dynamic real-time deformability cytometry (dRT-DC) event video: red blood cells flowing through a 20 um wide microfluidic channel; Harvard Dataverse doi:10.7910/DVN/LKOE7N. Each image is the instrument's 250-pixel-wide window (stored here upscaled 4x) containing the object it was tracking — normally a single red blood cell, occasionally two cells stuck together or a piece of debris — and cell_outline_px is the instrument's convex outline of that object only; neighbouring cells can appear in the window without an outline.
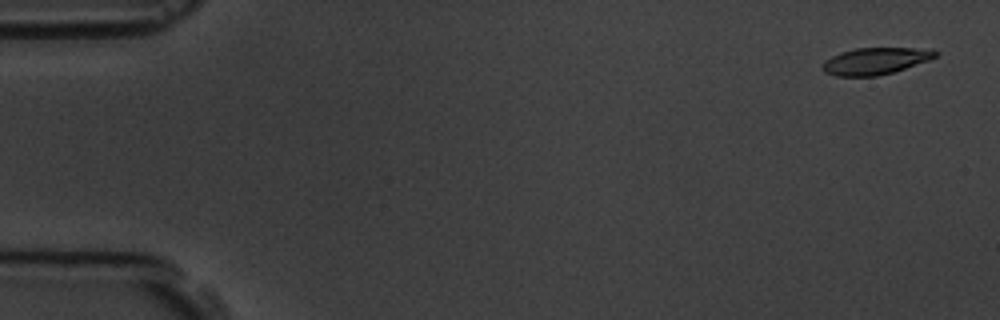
{"species": "common noctule bat (a hibernating species)", "species_latin": "Nyctalus noctula", "temperature_condition": "room temperature", "stored_images_in_passage": 3, "segment_of_instrument_passage": [2, 2], "camera_frame_rate_fps": 3000, "um_per_image_px": 0.085, "animal": {"sex": "male", "body_mass_g": 19.5, "forearm_length_mm": 54.6}, "frame": {"image": 1, "passage_image": 3, "time_ms": 3.0, "image_size_px": [1000, 320], "cell_outline_px": [[940, 52], [936, 56], [928, 60], [892, 72], [876, 76], [836, 76], [824, 72], [820, 68], [824, 60], [840, 52], [856, 48], [932, 48]], "centroid_in_image_um": [74.38, 5.17], "position_along_channel_um": 10.6, "area_um2": 17.69}}